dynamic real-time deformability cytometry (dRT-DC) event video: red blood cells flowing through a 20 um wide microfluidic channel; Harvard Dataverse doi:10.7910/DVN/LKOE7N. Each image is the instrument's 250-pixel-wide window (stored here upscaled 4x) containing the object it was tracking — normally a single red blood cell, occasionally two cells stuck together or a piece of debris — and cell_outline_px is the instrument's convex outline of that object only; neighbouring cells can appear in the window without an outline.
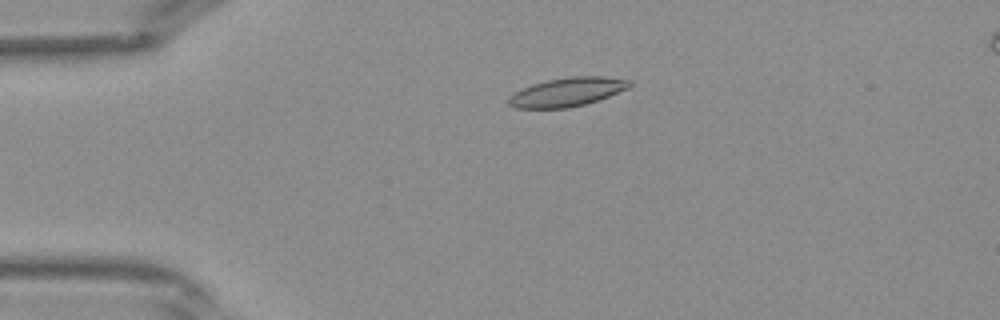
{"species": "Egyptian fruit bat (a non-hibernating species)", "species_latin": "Rousettus aegyptiacus", "temperature_condition": "warm", "stored_images_in_passage": 42, "camera_frame_rate_fps": 3000, "um_per_image_px": 0.085, "frame": {"image": 1, "passage_image": 10, "time_ms": 3.0, "image_size_px": [1000, 320], "cell_outline_px": [[632, 84], [628, 88], [608, 96], [584, 104], [568, 108], [516, 108], [508, 104], [508, 96], [532, 84], [548, 80], [572, 76], [604, 76], [632, 80]], "centroid_in_image_um": [48.22, 7.81], "position_along_channel_um": 36.8, "area_um2": 20.11}}
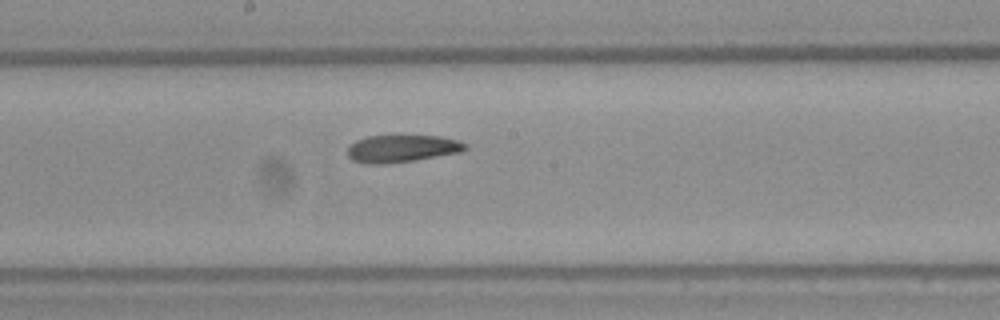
{"frame": {"image": 2, "passage_image": 23, "time_ms": 7.333, "image_size_px": [1000, 320], "cell_outline_px": [[468, 148], [460, 152], [416, 160], [384, 164], [364, 164], [352, 160], [348, 156], [348, 148], [356, 140], [368, 136], [400, 132], [440, 136], [460, 140], [468, 144]], "centroid_in_image_um": [34.19, 12.57], "position_along_channel_um": 214.0, "area_um2": 19.88}}
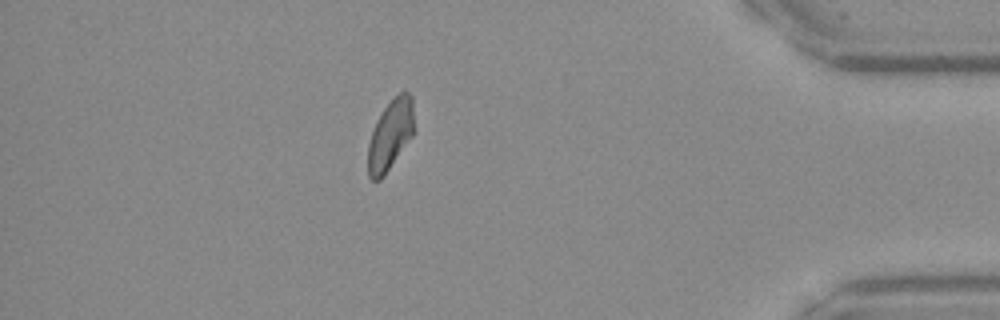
{"frame": {"image": 3, "passage_image": 37, "time_ms": 12.0, "image_size_px": [1000, 320], "cell_outline_px": [[412, 136], [384, 176], [380, 180], [372, 180], [368, 176], [368, 144], [376, 120], [384, 108], [404, 88], [412, 96]], "centroid_in_image_um": [33.15, 11.48], "position_along_channel_um": 402.0, "area_um2": 18.55}}